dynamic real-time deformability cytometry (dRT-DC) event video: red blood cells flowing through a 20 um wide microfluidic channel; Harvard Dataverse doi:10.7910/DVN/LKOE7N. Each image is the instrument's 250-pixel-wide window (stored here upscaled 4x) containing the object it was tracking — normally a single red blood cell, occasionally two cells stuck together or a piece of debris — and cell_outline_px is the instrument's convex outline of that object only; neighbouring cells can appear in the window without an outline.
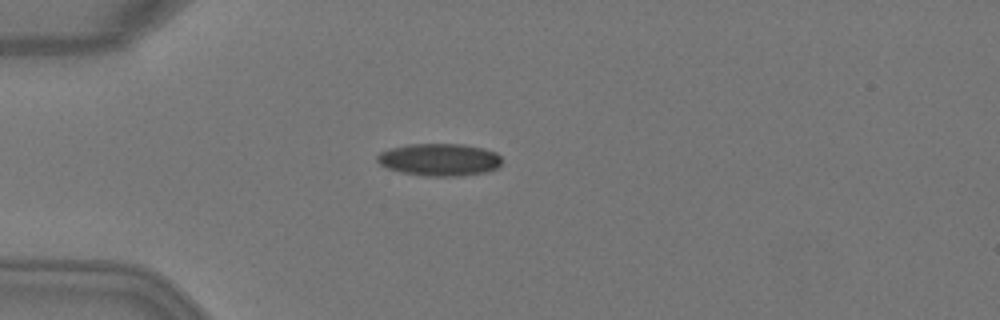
{"species": "Egyptian fruit bat (a non-hibernating species)", "species_latin": "Rousettus aegyptiacus", "temperature_condition": "warm", "stored_images_in_passage": 4, "camera_frame_rate_fps": 3000, "um_per_image_px": 0.085, "animal": {"sex": "female"}, "frame": {"image": 1, "passage_image": 4, "time_ms": 1.0, "image_size_px": [1000, 320], "cell_outline_px": [[500, 164], [496, 168], [484, 172], [460, 176], [420, 176], [400, 172], [388, 168], [380, 164], [376, 160], [376, 156], [380, 152], [392, 148], [408, 144], [460, 144], [484, 148], [496, 152], [500, 156]], "centroid_in_image_um": [37.32, 13.57], "position_along_channel_um": 47.7, "area_um2": 23.52}}